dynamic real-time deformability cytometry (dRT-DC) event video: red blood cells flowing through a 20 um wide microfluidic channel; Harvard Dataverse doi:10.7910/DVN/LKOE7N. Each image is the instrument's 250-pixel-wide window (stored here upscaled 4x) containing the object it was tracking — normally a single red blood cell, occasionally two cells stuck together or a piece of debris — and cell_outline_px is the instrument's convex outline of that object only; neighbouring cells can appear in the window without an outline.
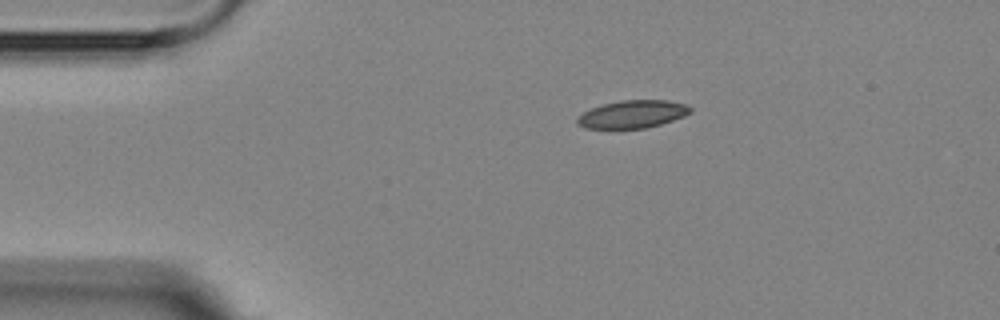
{"species": "Egyptian fruit bat (a non-hibernating species)", "species_latin": "Rousettus aegyptiacus", "temperature_condition": "room temperature", "stored_images_in_passage": 12, "camera_frame_rate_fps": 3000, "um_per_image_px": 0.085, "animal": {"sex": "female"}, "frame": {"image": 1, "passage_image": 1, "time_ms": 0.0, "image_size_px": [1000, 320], "cell_outline_px": [[692, 112], [684, 116], [660, 124], [644, 128], [584, 128], [576, 124], [576, 116], [592, 108], [604, 104], [620, 100], [668, 100], [684, 104], [692, 108]], "centroid_in_image_um": [53.74, 9.7], "position_along_channel_um": 31.3, "area_um2": 18.21}}
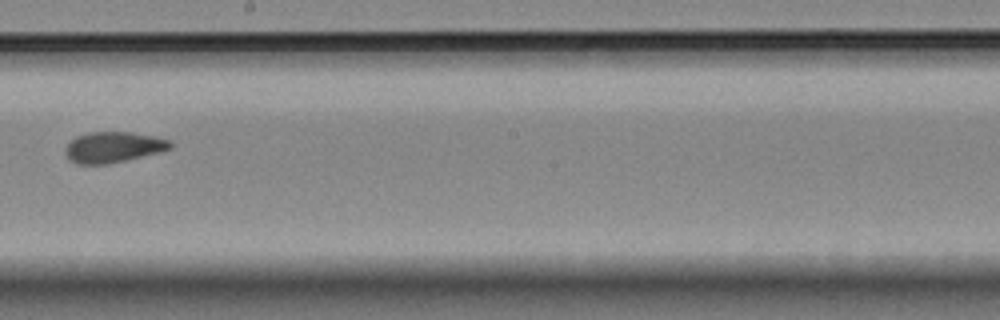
{"frame": {"image": 2, "passage_image": 6, "time_ms": 7.0, "image_size_px": [1000, 320], "cell_outline_px": [[172, 148], [160, 152], [108, 164], [76, 164], [64, 152], [68, 144], [76, 136], [88, 132], [132, 132], [156, 136], [168, 140], [172, 144]], "centroid_in_image_um": [9.65, 12.5], "position_along_channel_um": 238.6, "area_um2": 18.73}}
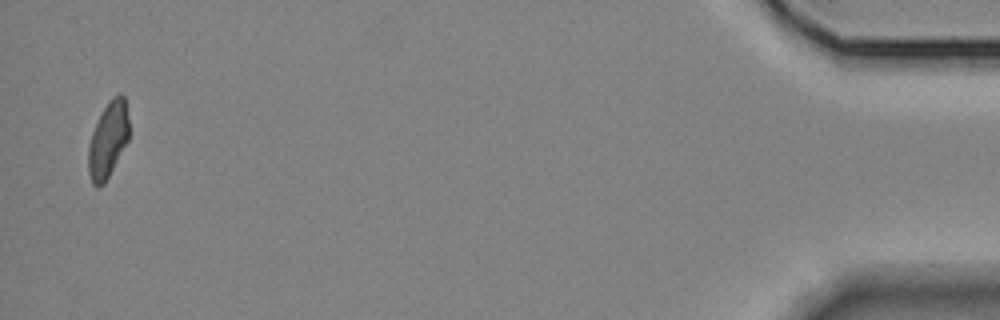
{"frame": {"image": 3, "passage_image": 12, "time_ms": 14.667, "image_size_px": [1000, 320], "cell_outline_px": [[128, 140], [104, 184], [96, 188], [92, 184], [88, 172], [88, 148], [92, 132], [104, 108], [112, 96], [120, 92], [124, 96], [128, 120]], "centroid_in_image_um": [9.17, 11.9], "position_along_channel_um": 426.0, "area_um2": 17.74}, "authors_computed_cell_mechanics": {"area_um2": 18.8428, "velocity_mm_per_s": 3.593, "shape_relaxation_time_tau1_ms": null, "shape_relaxation_time_tau2_ms": 1.958, "deformation_change_tau1": null, "deformation_change_tau2": 0.0383}}